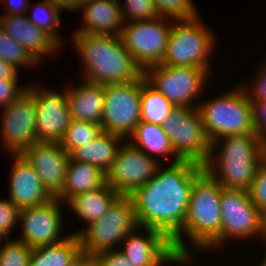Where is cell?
Segmentation results:
<instances>
[{"label":"cell","instance_id":"6da1fadb","mask_svg":"<svg viewBox=\"0 0 266 266\" xmlns=\"http://www.w3.org/2000/svg\"><path fill=\"white\" fill-rule=\"evenodd\" d=\"M161 167L150 181L129 197L138 226L159 230L172 240L182 230L194 179L204 166L179 161L164 169Z\"/></svg>","mask_w":266,"mask_h":266},{"label":"cell","instance_id":"7a4b0ae2","mask_svg":"<svg viewBox=\"0 0 266 266\" xmlns=\"http://www.w3.org/2000/svg\"><path fill=\"white\" fill-rule=\"evenodd\" d=\"M221 190L205 169L194 179L182 230L171 240L173 249L190 253L183 240L185 235L202 252L221 245Z\"/></svg>","mask_w":266,"mask_h":266},{"label":"cell","instance_id":"3957f363","mask_svg":"<svg viewBox=\"0 0 266 266\" xmlns=\"http://www.w3.org/2000/svg\"><path fill=\"white\" fill-rule=\"evenodd\" d=\"M74 34L73 44L85 66L83 80L104 85L117 84L137 80L143 74L120 37Z\"/></svg>","mask_w":266,"mask_h":266},{"label":"cell","instance_id":"277c9868","mask_svg":"<svg viewBox=\"0 0 266 266\" xmlns=\"http://www.w3.org/2000/svg\"><path fill=\"white\" fill-rule=\"evenodd\" d=\"M262 160L263 142L256 134L224 136L211 143L204 169L222 187L248 191Z\"/></svg>","mask_w":266,"mask_h":266},{"label":"cell","instance_id":"5b68a950","mask_svg":"<svg viewBox=\"0 0 266 266\" xmlns=\"http://www.w3.org/2000/svg\"><path fill=\"white\" fill-rule=\"evenodd\" d=\"M197 105L210 143L224 136L253 132L252 105L242 86Z\"/></svg>","mask_w":266,"mask_h":266},{"label":"cell","instance_id":"8992f818","mask_svg":"<svg viewBox=\"0 0 266 266\" xmlns=\"http://www.w3.org/2000/svg\"><path fill=\"white\" fill-rule=\"evenodd\" d=\"M199 17L172 22L161 64L179 67L195 66L208 72L215 41L214 35L203 27Z\"/></svg>","mask_w":266,"mask_h":266},{"label":"cell","instance_id":"52a82bcc","mask_svg":"<svg viewBox=\"0 0 266 266\" xmlns=\"http://www.w3.org/2000/svg\"><path fill=\"white\" fill-rule=\"evenodd\" d=\"M138 227L131 198L120 196L95 223L71 234L79 237L83 254L97 255L102 251L113 250Z\"/></svg>","mask_w":266,"mask_h":266},{"label":"cell","instance_id":"ba28073f","mask_svg":"<svg viewBox=\"0 0 266 266\" xmlns=\"http://www.w3.org/2000/svg\"><path fill=\"white\" fill-rule=\"evenodd\" d=\"M162 127L169 137L176 157L204 166L210 155L209 142L197 106L176 107Z\"/></svg>","mask_w":266,"mask_h":266},{"label":"cell","instance_id":"9c48e42d","mask_svg":"<svg viewBox=\"0 0 266 266\" xmlns=\"http://www.w3.org/2000/svg\"><path fill=\"white\" fill-rule=\"evenodd\" d=\"M166 18L124 22L120 38L142 71L161 64L164 58L172 27Z\"/></svg>","mask_w":266,"mask_h":266},{"label":"cell","instance_id":"30bf717a","mask_svg":"<svg viewBox=\"0 0 266 266\" xmlns=\"http://www.w3.org/2000/svg\"><path fill=\"white\" fill-rule=\"evenodd\" d=\"M205 69L187 66L153 65L143 71L145 80L161 92L175 107L197 106L198 94L203 91L208 78ZM194 103V104H192Z\"/></svg>","mask_w":266,"mask_h":266},{"label":"cell","instance_id":"8fae6325","mask_svg":"<svg viewBox=\"0 0 266 266\" xmlns=\"http://www.w3.org/2000/svg\"><path fill=\"white\" fill-rule=\"evenodd\" d=\"M141 76L127 83L104 85L101 127L104 132L128 138L141 121Z\"/></svg>","mask_w":266,"mask_h":266},{"label":"cell","instance_id":"7c38bea8","mask_svg":"<svg viewBox=\"0 0 266 266\" xmlns=\"http://www.w3.org/2000/svg\"><path fill=\"white\" fill-rule=\"evenodd\" d=\"M111 168L106 172V183L121 196L131 195L150 181L160 167L158 159L124 141Z\"/></svg>","mask_w":266,"mask_h":266},{"label":"cell","instance_id":"4fadbf2b","mask_svg":"<svg viewBox=\"0 0 266 266\" xmlns=\"http://www.w3.org/2000/svg\"><path fill=\"white\" fill-rule=\"evenodd\" d=\"M220 207L221 243L260 236V211L251 201L248 191L222 187Z\"/></svg>","mask_w":266,"mask_h":266},{"label":"cell","instance_id":"5bb4252c","mask_svg":"<svg viewBox=\"0 0 266 266\" xmlns=\"http://www.w3.org/2000/svg\"><path fill=\"white\" fill-rule=\"evenodd\" d=\"M32 86V87H31ZM40 89L27 85L35 100L36 135L38 142H60L71 122L67 90Z\"/></svg>","mask_w":266,"mask_h":266},{"label":"cell","instance_id":"9a60e30c","mask_svg":"<svg viewBox=\"0 0 266 266\" xmlns=\"http://www.w3.org/2000/svg\"><path fill=\"white\" fill-rule=\"evenodd\" d=\"M3 147L10 154H21L37 143L34 97L26 91L3 109L1 116Z\"/></svg>","mask_w":266,"mask_h":266},{"label":"cell","instance_id":"2e32d148","mask_svg":"<svg viewBox=\"0 0 266 266\" xmlns=\"http://www.w3.org/2000/svg\"><path fill=\"white\" fill-rule=\"evenodd\" d=\"M56 197L39 206L23 208L19 211L21 237L29 247L35 248L43 245H52L61 242L66 237L61 236L62 212ZM61 236V237H59Z\"/></svg>","mask_w":266,"mask_h":266},{"label":"cell","instance_id":"e0dca14e","mask_svg":"<svg viewBox=\"0 0 266 266\" xmlns=\"http://www.w3.org/2000/svg\"><path fill=\"white\" fill-rule=\"evenodd\" d=\"M21 155L36 171L44 188L52 197H57L64 187L70 161V154L60 142H37Z\"/></svg>","mask_w":266,"mask_h":266},{"label":"cell","instance_id":"ac0fdd59","mask_svg":"<svg viewBox=\"0 0 266 266\" xmlns=\"http://www.w3.org/2000/svg\"><path fill=\"white\" fill-rule=\"evenodd\" d=\"M13 168L9 181V200L20 210L47 203L53 197L41 184L33 167L21 154H12Z\"/></svg>","mask_w":266,"mask_h":266},{"label":"cell","instance_id":"d6986e66","mask_svg":"<svg viewBox=\"0 0 266 266\" xmlns=\"http://www.w3.org/2000/svg\"><path fill=\"white\" fill-rule=\"evenodd\" d=\"M0 26L24 47L37 65L41 64L40 59L45 57V54H52L60 47L47 32L30 22L27 15L0 16Z\"/></svg>","mask_w":266,"mask_h":266},{"label":"cell","instance_id":"ffe728a7","mask_svg":"<svg viewBox=\"0 0 266 266\" xmlns=\"http://www.w3.org/2000/svg\"><path fill=\"white\" fill-rule=\"evenodd\" d=\"M139 229L140 227L136 228L124 238V248L119 250L135 266H156L173 250L172 242L159 230L141 228L140 230L147 231L145 237L139 235Z\"/></svg>","mask_w":266,"mask_h":266},{"label":"cell","instance_id":"44dd1931","mask_svg":"<svg viewBox=\"0 0 266 266\" xmlns=\"http://www.w3.org/2000/svg\"><path fill=\"white\" fill-rule=\"evenodd\" d=\"M83 21L78 33L121 36L124 20L119 0H94L83 6Z\"/></svg>","mask_w":266,"mask_h":266},{"label":"cell","instance_id":"7402d4cb","mask_svg":"<svg viewBox=\"0 0 266 266\" xmlns=\"http://www.w3.org/2000/svg\"><path fill=\"white\" fill-rule=\"evenodd\" d=\"M82 81L78 88H67L71 119L101 124L105 101L104 84Z\"/></svg>","mask_w":266,"mask_h":266},{"label":"cell","instance_id":"603a6c76","mask_svg":"<svg viewBox=\"0 0 266 266\" xmlns=\"http://www.w3.org/2000/svg\"><path fill=\"white\" fill-rule=\"evenodd\" d=\"M122 140L123 137L103 131L91 142L74 149L70 159L97 166L106 173L116 159Z\"/></svg>","mask_w":266,"mask_h":266},{"label":"cell","instance_id":"cb8c5ba5","mask_svg":"<svg viewBox=\"0 0 266 266\" xmlns=\"http://www.w3.org/2000/svg\"><path fill=\"white\" fill-rule=\"evenodd\" d=\"M106 183V173L97 166L69 161L64 187L56 197L62 204L67 203L76 195L87 191L95 190Z\"/></svg>","mask_w":266,"mask_h":266},{"label":"cell","instance_id":"d4e9b609","mask_svg":"<svg viewBox=\"0 0 266 266\" xmlns=\"http://www.w3.org/2000/svg\"><path fill=\"white\" fill-rule=\"evenodd\" d=\"M121 195L107 183L102 187L74 196L68 205L85 224L100 219Z\"/></svg>","mask_w":266,"mask_h":266},{"label":"cell","instance_id":"484cf974","mask_svg":"<svg viewBox=\"0 0 266 266\" xmlns=\"http://www.w3.org/2000/svg\"><path fill=\"white\" fill-rule=\"evenodd\" d=\"M81 254L79 237L70 234L59 243L32 248L29 266H72Z\"/></svg>","mask_w":266,"mask_h":266},{"label":"cell","instance_id":"4316f807","mask_svg":"<svg viewBox=\"0 0 266 266\" xmlns=\"http://www.w3.org/2000/svg\"><path fill=\"white\" fill-rule=\"evenodd\" d=\"M130 136L132 139L128 140L130 141L129 143L145 152L148 156L154 158L156 157L155 155H160L165 158L172 156L174 159V161H171L172 164L180 161L176 157L169 137L162 125L140 121ZM153 154L154 156H152Z\"/></svg>","mask_w":266,"mask_h":266},{"label":"cell","instance_id":"83f0119b","mask_svg":"<svg viewBox=\"0 0 266 266\" xmlns=\"http://www.w3.org/2000/svg\"><path fill=\"white\" fill-rule=\"evenodd\" d=\"M141 121L162 125L167 116L176 108L161 92L151 86L141 75L140 93Z\"/></svg>","mask_w":266,"mask_h":266},{"label":"cell","instance_id":"f1b7e54d","mask_svg":"<svg viewBox=\"0 0 266 266\" xmlns=\"http://www.w3.org/2000/svg\"><path fill=\"white\" fill-rule=\"evenodd\" d=\"M102 132L101 124L71 120L60 144L70 154L74 149L97 138Z\"/></svg>","mask_w":266,"mask_h":266},{"label":"cell","instance_id":"f546056e","mask_svg":"<svg viewBox=\"0 0 266 266\" xmlns=\"http://www.w3.org/2000/svg\"><path fill=\"white\" fill-rule=\"evenodd\" d=\"M33 11L32 16H27L28 20L47 32L60 46H62L61 36L56 33V30H58L56 28H59L61 25L59 16L61 14L59 11H63V9L50 2L40 1L36 7H34Z\"/></svg>","mask_w":266,"mask_h":266},{"label":"cell","instance_id":"4dcf8cb0","mask_svg":"<svg viewBox=\"0 0 266 266\" xmlns=\"http://www.w3.org/2000/svg\"><path fill=\"white\" fill-rule=\"evenodd\" d=\"M0 59L12 64L16 69L20 66H34L36 61L27 53L24 47L5 33L0 26Z\"/></svg>","mask_w":266,"mask_h":266},{"label":"cell","instance_id":"1f68e13d","mask_svg":"<svg viewBox=\"0 0 266 266\" xmlns=\"http://www.w3.org/2000/svg\"><path fill=\"white\" fill-rule=\"evenodd\" d=\"M0 247V266H29L32 248L23 241L7 238Z\"/></svg>","mask_w":266,"mask_h":266},{"label":"cell","instance_id":"d6a6232c","mask_svg":"<svg viewBox=\"0 0 266 266\" xmlns=\"http://www.w3.org/2000/svg\"><path fill=\"white\" fill-rule=\"evenodd\" d=\"M160 16L172 20L193 19L198 17V11L192 0H154Z\"/></svg>","mask_w":266,"mask_h":266},{"label":"cell","instance_id":"836d02e7","mask_svg":"<svg viewBox=\"0 0 266 266\" xmlns=\"http://www.w3.org/2000/svg\"><path fill=\"white\" fill-rule=\"evenodd\" d=\"M123 5L121 13L124 22L148 20L160 16L154 0H124Z\"/></svg>","mask_w":266,"mask_h":266},{"label":"cell","instance_id":"e575fe53","mask_svg":"<svg viewBox=\"0 0 266 266\" xmlns=\"http://www.w3.org/2000/svg\"><path fill=\"white\" fill-rule=\"evenodd\" d=\"M251 201L259 211L266 208V162L258 165L252 186L248 190Z\"/></svg>","mask_w":266,"mask_h":266},{"label":"cell","instance_id":"d590c367","mask_svg":"<svg viewBox=\"0 0 266 266\" xmlns=\"http://www.w3.org/2000/svg\"><path fill=\"white\" fill-rule=\"evenodd\" d=\"M19 211L20 209L9 199H0V234L6 239L19 221Z\"/></svg>","mask_w":266,"mask_h":266},{"label":"cell","instance_id":"8d00e7d4","mask_svg":"<svg viewBox=\"0 0 266 266\" xmlns=\"http://www.w3.org/2000/svg\"><path fill=\"white\" fill-rule=\"evenodd\" d=\"M261 69L257 70V76L253 77V84L251 86H242L245 90L249 101H263L266 100V61ZM251 87V88H250Z\"/></svg>","mask_w":266,"mask_h":266},{"label":"cell","instance_id":"74e56055","mask_svg":"<svg viewBox=\"0 0 266 266\" xmlns=\"http://www.w3.org/2000/svg\"><path fill=\"white\" fill-rule=\"evenodd\" d=\"M18 80L0 79V107H8L27 91L26 87L19 88Z\"/></svg>","mask_w":266,"mask_h":266},{"label":"cell","instance_id":"f35d334b","mask_svg":"<svg viewBox=\"0 0 266 266\" xmlns=\"http://www.w3.org/2000/svg\"><path fill=\"white\" fill-rule=\"evenodd\" d=\"M253 115V132L263 142L266 140V100L250 101Z\"/></svg>","mask_w":266,"mask_h":266},{"label":"cell","instance_id":"ab89813d","mask_svg":"<svg viewBox=\"0 0 266 266\" xmlns=\"http://www.w3.org/2000/svg\"><path fill=\"white\" fill-rule=\"evenodd\" d=\"M100 266H135L120 250H106L95 255Z\"/></svg>","mask_w":266,"mask_h":266},{"label":"cell","instance_id":"60d3db41","mask_svg":"<svg viewBox=\"0 0 266 266\" xmlns=\"http://www.w3.org/2000/svg\"><path fill=\"white\" fill-rule=\"evenodd\" d=\"M191 259L190 253H183L181 251L173 249L158 265L156 266H163L164 263L168 264L170 263H176V264H186Z\"/></svg>","mask_w":266,"mask_h":266},{"label":"cell","instance_id":"b9f144b4","mask_svg":"<svg viewBox=\"0 0 266 266\" xmlns=\"http://www.w3.org/2000/svg\"><path fill=\"white\" fill-rule=\"evenodd\" d=\"M4 2L9 3L8 6H10L8 9L5 7V10H8L7 15H23L30 8L28 0H5Z\"/></svg>","mask_w":266,"mask_h":266},{"label":"cell","instance_id":"7bdbcfd3","mask_svg":"<svg viewBox=\"0 0 266 266\" xmlns=\"http://www.w3.org/2000/svg\"><path fill=\"white\" fill-rule=\"evenodd\" d=\"M18 71L12 64L0 59V79L18 80Z\"/></svg>","mask_w":266,"mask_h":266},{"label":"cell","instance_id":"ee69618b","mask_svg":"<svg viewBox=\"0 0 266 266\" xmlns=\"http://www.w3.org/2000/svg\"><path fill=\"white\" fill-rule=\"evenodd\" d=\"M72 266H100L95 255L81 254Z\"/></svg>","mask_w":266,"mask_h":266},{"label":"cell","instance_id":"f6af8a7d","mask_svg":"<svg viewBox=\"0 0 266 266\" xmlns=\"http://www.w3.org/2000/svg\"><path fill=\"white\" fill-rule=\"evenodd\" d=\"M94 0H69V10L79 11L83 6L93 2Z\"/></svg>","mask_w":266,"mask_h":266},{"label":"cell","instance_id":"bcb514c9","mask_svg":"<svg viewBox=\"0 0 266 266\" xmlns=\"http://www.w3.org/2000/svg\"><path fill=\"white\" fill-rule=\"evenodd\" d=\"M260 236L266 243V208L260 211Z\"/></svg>","mask_w":266,"mask_h":266},{"label":"cell","instance_id":"7dc6e473","mask_svg":"<svg viewBox=\"0 0 266 266\" xmlns=\"http://www.w3.org/2000/svg\"><path fill=\"white\" fill-rule=\"evenodd\" d=\"M50 2L62 8L63 10H69V0H44Z\"/></svg>","mask_w":266,"mask_h":266},{"label":"cell","instance_id":"c3c4849f","mask_svg":"<svg viewBox=\"0 0 266 266\" xmlns=\"http://www.w3.org/2000/svg\"><path fill=\"white\" fill-rule=\"evenodd\" d=\"M263 160L266 162V140L263 141Z\"/></svg>","mask_w":266,"mask_h":266},{"label":"cell","instance_id":"681fc988","mask_svg":"<svg viewBox=\"0 0 266 266\" xmlns=\"http://www.w3.org/2000/svg\"><path fill=\"white\" fill-rule=\"evenodd\" d=\"M259 266H266V257H264V259H262V262L259 264Z\"/></svg>","mask_w":266,"mask_h":266},{"label":"cell","instance_id":"f907efd6","mask_svg":"<svg viewBox=\"0 0 266 266\" xmlns=\"http://www.w3.org/2000/svg\"><path fill=\"white\" fill-rule=\"evenodd\" d=\"M4 239L6 241V238L2 234H0V243H2L1 241L4 240Z\"/></svg>","mask_w":266,"mask_h":266}]
</instances>
